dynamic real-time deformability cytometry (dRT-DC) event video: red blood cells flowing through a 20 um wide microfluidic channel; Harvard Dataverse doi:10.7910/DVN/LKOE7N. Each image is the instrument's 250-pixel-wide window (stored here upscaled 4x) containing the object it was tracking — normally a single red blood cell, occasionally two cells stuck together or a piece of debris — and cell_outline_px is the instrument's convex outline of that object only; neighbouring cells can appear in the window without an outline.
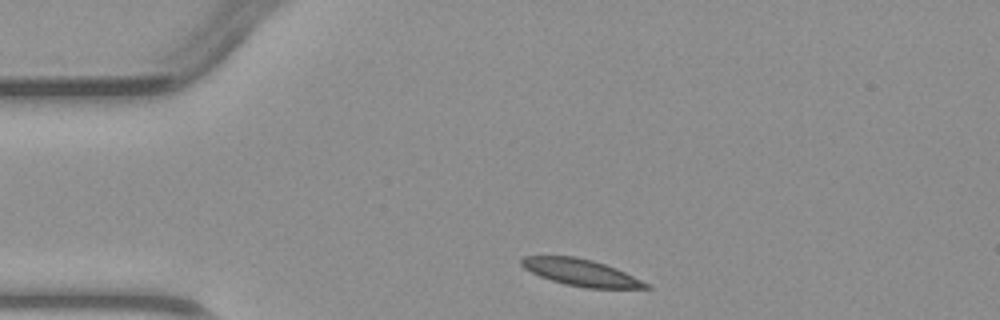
{"species": "common noctule bat (a hibernating species)", "species_latin": "Nyctalus noctula", "temperature_condition": "warm", "stored_images_in_passage": 2, "camera_frame_rate_fps": 3000, "um_per_image_px": 0.085, "animal": {"sex": "male", "body_mass_g": 23.1, "forearm_length_mm": 52.7}, "frame": {"image": 1, "passage_image": 1, "time_ms": 0.0, "image_size_px": [1000, 320], "cell_outline_px": [[652, 288], [584, 288], [564, 284], [540, 276], [524, 268], [520, 264], [520, 260], [524, 256], [576, 256], [592, 260], [616, 268], [648, 284]], "centroid_in_image_um": [49.34, 23.16], "position_along_channel_um": 35.7, "area_um2": 19.19}}